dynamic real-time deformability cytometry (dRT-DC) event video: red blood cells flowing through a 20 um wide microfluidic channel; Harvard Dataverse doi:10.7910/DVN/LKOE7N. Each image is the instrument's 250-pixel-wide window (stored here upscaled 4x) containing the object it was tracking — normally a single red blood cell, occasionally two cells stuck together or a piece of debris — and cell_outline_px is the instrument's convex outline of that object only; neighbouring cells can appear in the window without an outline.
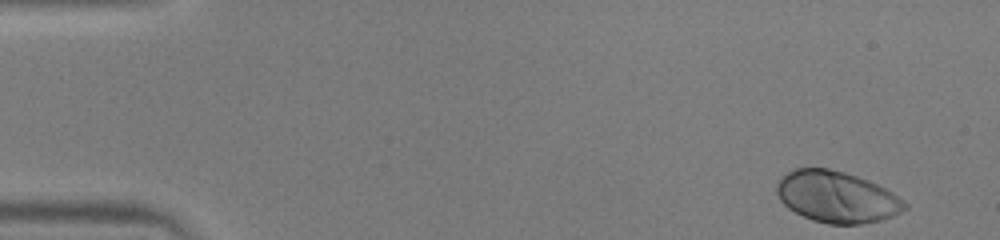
{"species": "human", "species_latin": "Homo sapiens", "temperature_condition": "warm", "stored_images_in_passage": 49, "camera_frame_rate_fps": 3000, "um_per_image_px": 0.085, "donor": {"sex": "male"}, "frame": {"image": 1, "passage_image": 1, "time_ms": 0.0, "image_size_px": [1000, 240], "cell_outline_px": [[908, 208], [892, 216], [880, 220], [860, 224], [828, 224], [812, 220], [788, 208], [780, 200], [776, 192], [776, 184], [792, 168], [828, 168], [844, 172], [868, 180], [892, 192], [904, 200], [908, 204]], "centroid_in_image_um": [71.13, 16.74], "position_along_channel_um": 13.9, "area_um2": 38.21}}
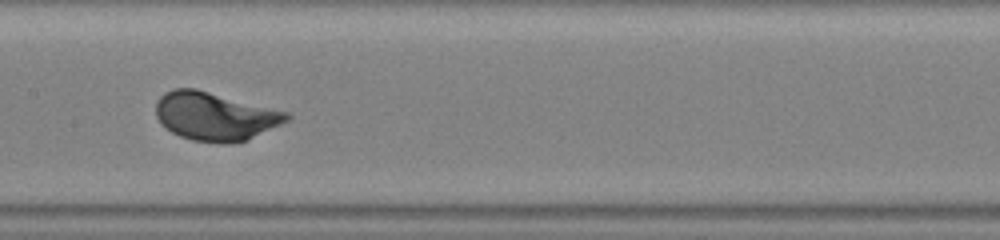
{"frame": {"image": 2, "passage_image": 24, "time_ms": 7.667, "image_size_px": [1000, 240], "cell_outline_px": [[292, 116], [288, 120], [248, 140], [232, 144], [220, 144], [192, 140], [180, 136], [172, 132], [160, 124], [156, 116], [156, 100], [164, 92], [172, 88], [196, 88], [288, 112]], "centroid_in_image_um": [18.25, 9.89], "position_along_channel_um": 189.2, "area_um2": 37.11}}
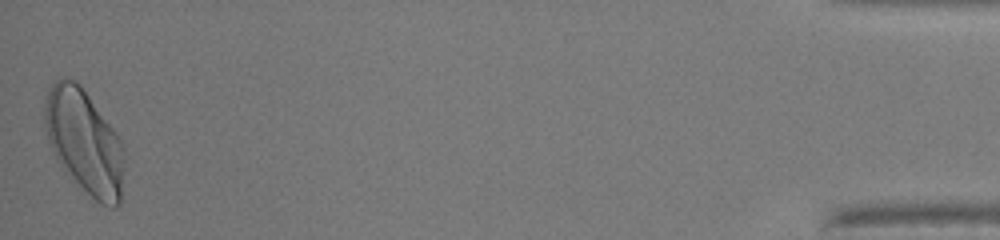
{"frame": {"image": 3, "passage_image": 49, "time_ms": 16.0, "image_size_px": [1000, 240], "cell_outline_px": [[124, 148], [120, 204], [116, 208], [112, 208], [100, 204], [56, 160], [48, 140], [44, 124], [44, 96], [52, 84], [56, 80], [64, 76], [76, 80], [80, 84], [120, 136]], "centroid_in_image_um": [7.16, 11.97], "position_along_channel_um": 428.0, "area_um2": 48.15}, "authors_computed_cell_mechanics": {"area_um2": 36.5874, "velocity_mm_per_s": 3.9703, "shape_relaxation_time_tau1_ms": 1.4155, "shape_relaxation_time_tau2_ms": null, "deformation_change_tau1": 0.1226, "deformation_change_tau2": null}}